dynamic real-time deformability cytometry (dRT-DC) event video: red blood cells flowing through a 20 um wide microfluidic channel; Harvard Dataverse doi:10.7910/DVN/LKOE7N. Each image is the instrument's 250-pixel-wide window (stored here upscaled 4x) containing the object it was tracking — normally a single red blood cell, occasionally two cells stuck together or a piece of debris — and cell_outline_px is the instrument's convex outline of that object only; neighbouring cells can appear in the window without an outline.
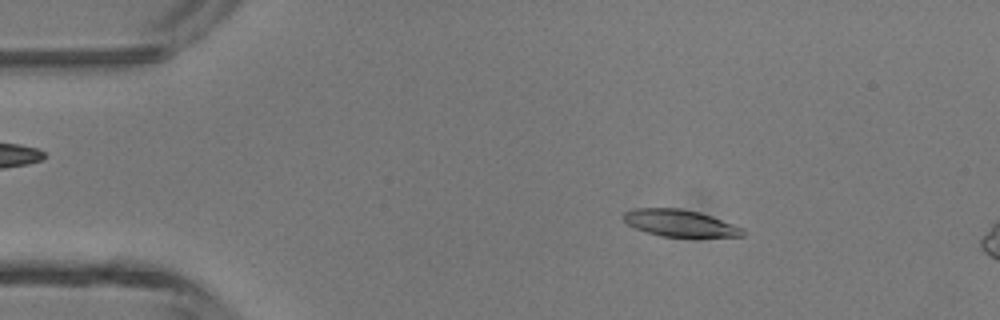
{"species": "common noctule bat (a hibernating species)", "species_latin": "Nyctalus noctula", "temperature_condition": "room temperature", "stored_images_in_passage": 4, "camera_frame_rate_fps": 3000, "um_per_image_px": 0.085, "animal": {"sex": "male", "body_mass_g": 13.3}, "frame": {"image": 1, "passage_image": 2, "time_ms": 0.333, "image_size_px": [1000, 320], "cell_outline_px": [[744, 236], [660, 236], [636, 228], [628, 224], [624, 220], [624, 212], [632, 208], [680, 208], [700, 212], [712, 216], [744, 228]], "centroid_in_image_um": [57.79, 18.94], "position_along_channel_um": 27.2, "area_um2": 18.44}}